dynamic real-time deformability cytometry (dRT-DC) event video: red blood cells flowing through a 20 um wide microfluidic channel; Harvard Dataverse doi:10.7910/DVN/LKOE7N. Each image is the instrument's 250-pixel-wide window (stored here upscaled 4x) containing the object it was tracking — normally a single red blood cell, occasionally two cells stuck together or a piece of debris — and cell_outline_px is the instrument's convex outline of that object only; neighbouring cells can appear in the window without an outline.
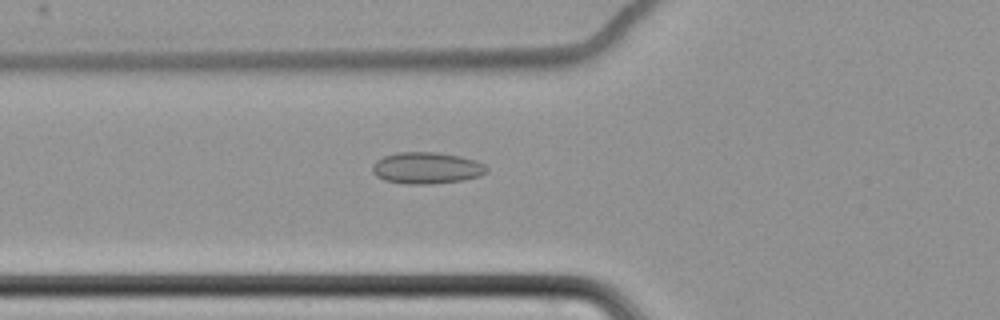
{"species": "common noctule bat (a hibernating species)", "species_latin": "Nyctalus noctula", "temperature_condition": "cold", "stored_images_in_passage": 62, "camera_frame_rate_fps": 3000, "um_per_image_px": 0.085, "animal": {"sex": "female", "body_mass_g": 22.7, "forearm_length_mm": 54.2}, "frame": {"image": 1, "passage_image": 25, "time_ms": 8.0, "image_size_px": [1000, 320], "cell_outline_px": [[488, 172], [480, 176], [464, 180], [432, 184], [404, 184], [384, 180], [376, 176], [372, 172], [372, 164], [376, 160], [384, 156], [396, 152], [436, 152], [460, 156], [476, 160], [484, 164], [488, 168]], "centroid_in_image_um": [36.26, 14.28], "position_along_channel_um": 89.5, "area_um2": 21.33}}
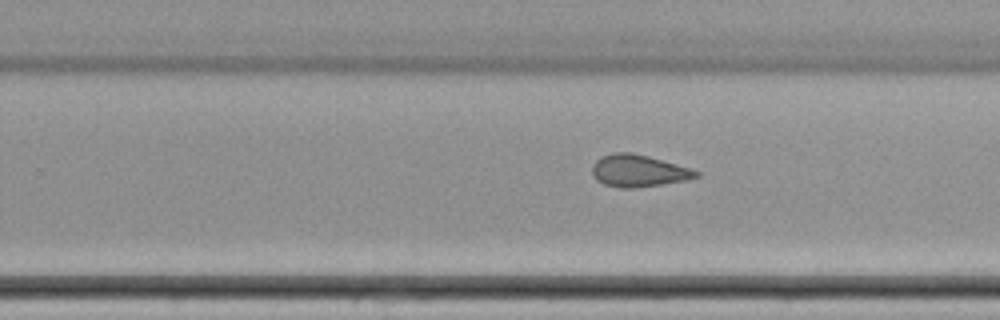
{"frame": {"image": 2, "passage_image": 41, "time_ms": 13.333, "image_size_px": [1000, 320], "cell_outline_px": [[700, 176], [688, 180], [636, 188], [620, 188], [604, 184], [596, 180], [592, 176], [592, 164], [600, 156], [612, 152], [632, 152], [648, 156], [692, 168], [700, 172]], "centroid_in_image_um": [54.26, 14.51], "position_along_channel_um": 275.5, "area_um2": 19.77}}
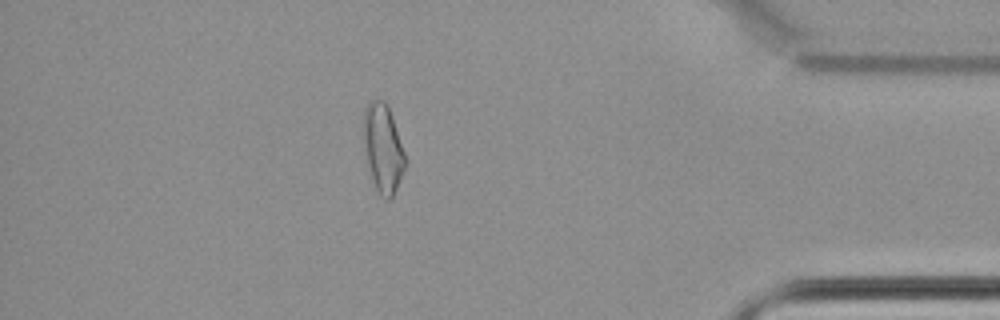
{"frame": {"image": 3, "passage_image": 55, "time_ms": 18.0, "image_size_px": [1000, 320], "cell_outline_px": [[404, 168], [396, 188], [392, 196], [388, 200], [384, 200], [380, 196], [376, 188], [368, 164], [364, 148], [364, 108], [372, 100], [384, 100], [388, 104], [404, 152]], "centroid_in_image_um": [32.54, 12.58], "position_along_channel_um": 402.7, "area_um2": 20.87}, "authors_computed_cell_mechanics": {"area_um2": 21.0103, "velocity_mm_per_s": 3.4905, "shape_relaxation_time_tau1_ms": null, "shape_relaxation_time_tau2_ms": 8.1901, "deformation_change_tau1": null, "deformation_change_tau2": 0.1607}}